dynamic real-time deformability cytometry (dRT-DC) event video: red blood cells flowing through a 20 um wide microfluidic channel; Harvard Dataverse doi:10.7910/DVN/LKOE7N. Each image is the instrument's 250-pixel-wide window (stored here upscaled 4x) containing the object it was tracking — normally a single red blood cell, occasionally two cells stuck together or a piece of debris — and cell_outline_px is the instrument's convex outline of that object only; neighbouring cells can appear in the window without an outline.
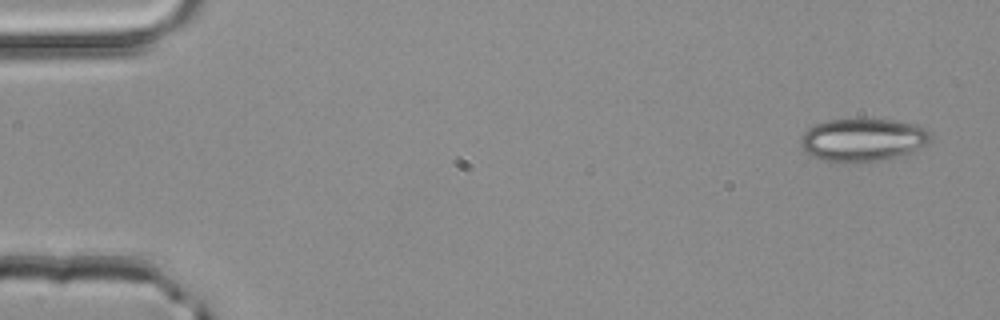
{"species": "common noctule bat (a hibernating species)", "species_latin": "Nyctalus noctula", "temperature_condition": "room temperature", "stored_images_in_passage": 3, "camera_frame_rate_fps": 3000, "um_per_image_px": 0.085, "animal": {"sex": "male", "body_mass_g": 20.4}, "frame": {"image": 1, "passage_image": 1, "time_ms": 0.0, "image_size_px": [1000, 320], "cell_outline_px": [[932, 140], [908, 152], [896, 156], [876, 160], [824, 160], [812, 156], [804, 152], [800, 144], [800, 140], [804, 132], [808, 128], [816, 124], [828, 120], [892, 120], [916, 124], [924, 128], [932, 136]], "centroid_in_image_um": [73.3, 11.85], "position_along_channel_um": 11.7, "area_um2": 31.39}}